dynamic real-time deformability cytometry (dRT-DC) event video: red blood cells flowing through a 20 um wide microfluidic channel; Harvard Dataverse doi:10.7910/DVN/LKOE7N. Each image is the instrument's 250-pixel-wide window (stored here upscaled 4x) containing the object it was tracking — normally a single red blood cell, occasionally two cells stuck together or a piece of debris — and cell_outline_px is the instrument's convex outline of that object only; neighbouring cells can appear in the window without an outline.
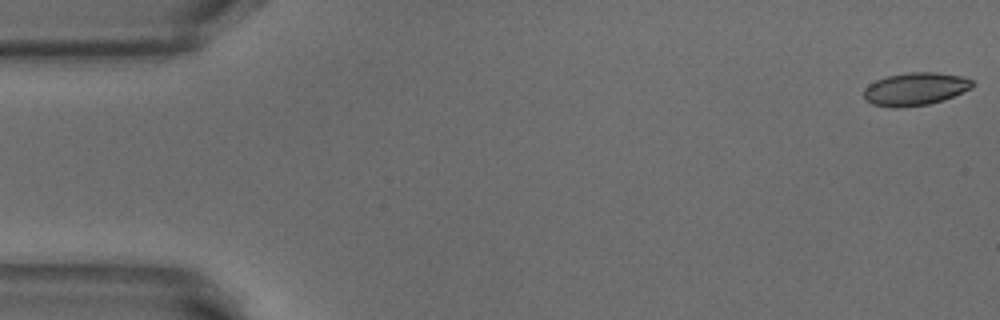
{"species": "common noctule bat (a hibernating species)", "species_latin": "Nyctalus noctula", "temperature_condition": "warm", "stored_images_in_passage": 52, "camera_frame_rate_fps": 3000, "um_per_image_px": 0.085, "animal": {"sex": "male", "body_mass_g": 18.8}, "frame": {"image": 1, "passage_image": 1, "time_ms": 0.0, "image_size_px": [1000, 320], "cell_outline_px": [[972, 88], [944, 100], [928, 104], [900, 108], [892, 108], [872, 104], [864, 100], [864, 88], [868, 84], [876, 80], [888, 76], [908, 72], [936, 72], [960, 76], [972, 80]], "centroid_in_image_um": [77.76, 7.57], "position_along_channel_um": 7.2, "area_um2": 20.87}}
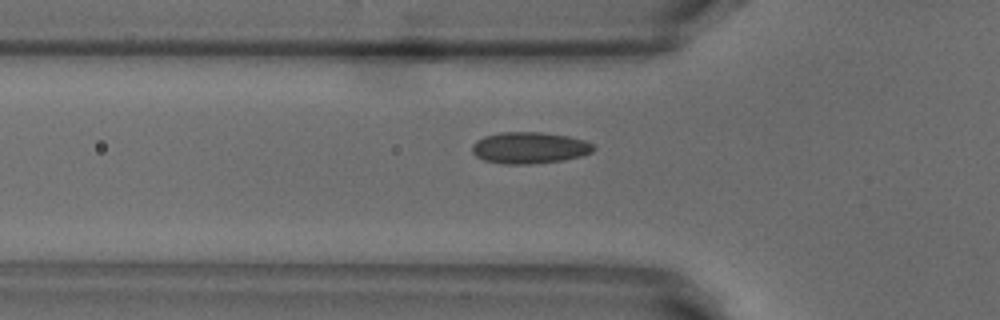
{"frame": {"image": 2, "passage_image": 17, "time_ms": 5.333, "image_size_px": [1000, 320], "cell_outline_px": [[596, 148], [592, 152], [580, 156], [564, 160], [528, 164], [504, 164], [484, 160], [476, 156], [472, 152], [472, 144], [476, 140], [484, 136], [500, 132], [540, 132], [568, 136], [584, 140], [592, 144]], "centroid_in_image_um": [44.99, 12.56], "position_along_channel_um": 80.8, "area_um2": 22.31}}
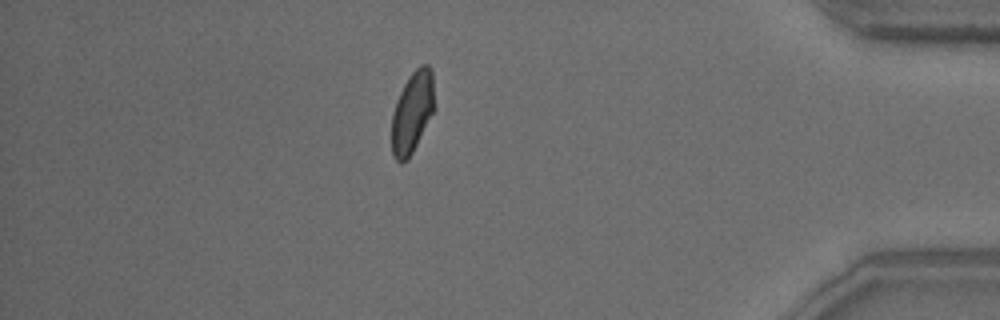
{"frame": {"image": 3, "passage_image": 45, "time_ms": 14.667, "image_size_px": [1000, 320], "cell_outline_px": [[436, 108], [408, 160], [400, 164], [392, 156], [392, 112], [396, 100], [408, 76], [420, 64], [428, 64], [432, 68]], "centroid_in_image_um": [35.07, 9.51], "position_along_channel_um": 400.1, "area_um2": 20.81}, "authors_computed_cell_mechanics": {"area_um2": 20.808, "velocity_mm_per_s": 3.8532, "shape_relaxation_time_tau1_ms": 6.7915, "shape_relaxation_time_tau2_ms": 0.7364, "deformation_change_tau1": 0.1567, "deformation_change_tau2": 0.0502}}